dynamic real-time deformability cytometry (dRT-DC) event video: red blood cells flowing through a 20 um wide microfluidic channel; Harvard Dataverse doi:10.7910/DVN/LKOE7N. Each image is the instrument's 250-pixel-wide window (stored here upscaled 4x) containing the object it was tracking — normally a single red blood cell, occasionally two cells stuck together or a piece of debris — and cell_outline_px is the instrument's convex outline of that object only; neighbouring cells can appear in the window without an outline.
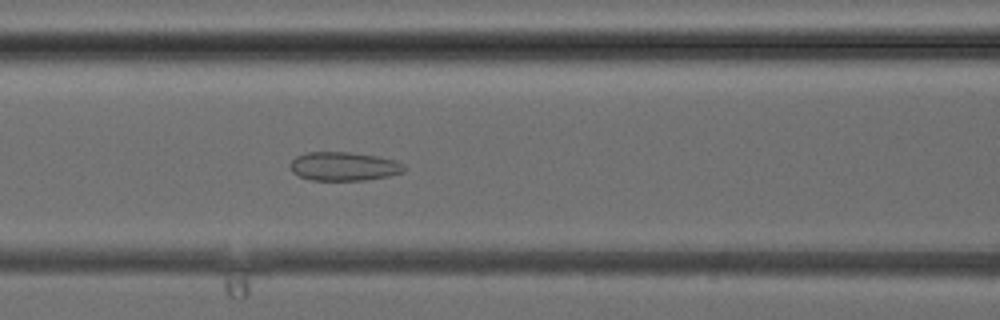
{"species": "common noctule bat (a hibernating species)", "species_latin": "Nyctalus noctula", "temperature_condition": "cold", "stored_images_in_passage": 39, "camera_frame_rate_fps": 3000, "um_per_image_px": 0.085, "animal": {"sex": "female", "body_mass_g": 24.6, "forearm_length_mm": 56.2}, "frame": {"image": 1, "passage_image": 16, "time_ms": 5.0, "image_size_px": [1000, 320], "cell_outline_px": [[404, 172], [388, 176], [364, 180], [312, 180], [300, 176], [292, 172], [288, 164], [296, 156], [308, 152], [348, 152], [376, 156], [396, 160], [404, 164]], "centroid_in_image_um": [29.21, 14.14], "position_along_channel_um": 137.4, "area_um2": 19.07}}
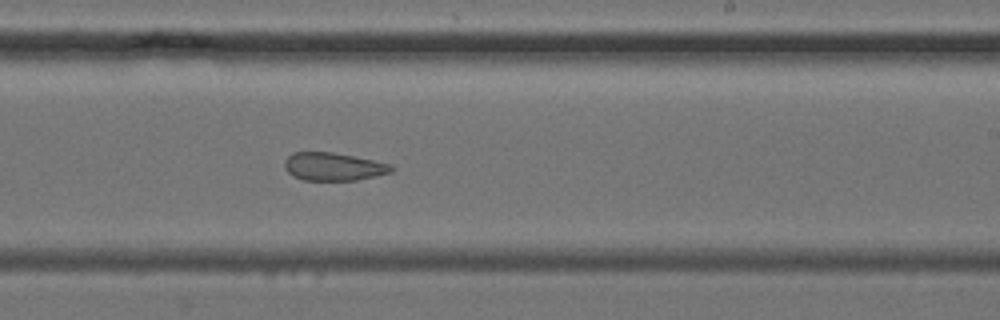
{"frame": {"image": 2, "passage_image": 23, "time_ms": 7.333, "image_size_px": [1000, 320], "cell_outline_px": [[396, 168], [392, 172], [376, 176], [356, 180], [304, 180], [292, 176], [284, 168], [284, 160], [292, 152], [332, 152], [392, 164]], "centroid_in_image_um": [28.34, 14.16], "position_along_channel_um": 260.7, "area_um2": 17.51}}
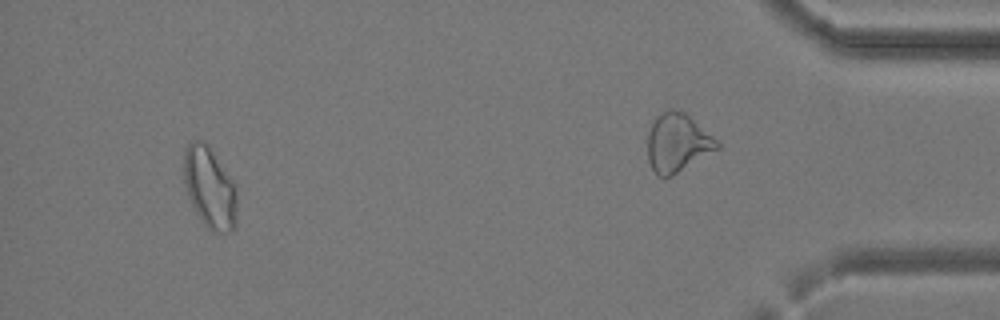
{"frame": {"image": 3, "passage_image": 36, "time_ms": 11.667, "image_size_px": [1000, 320], "cell_outline_px": [[236, 224], [232, 232], [212, 232], [200, 220], [188, 196], [184, 184], [184, 152], [188, 144], [192, 140], [204, 140], [208, 144], [236, 184]], "centroid_in_image_um": [17.83, 15.95], "position_along_channel_um": 417.4, "area_um2": 25.43}}